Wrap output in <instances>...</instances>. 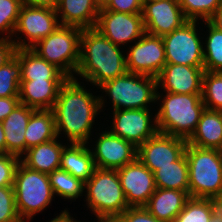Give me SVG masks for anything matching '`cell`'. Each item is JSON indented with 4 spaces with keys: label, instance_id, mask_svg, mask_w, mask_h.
Instances as JSON below:
<instances>
[{
    "label": "cell",
    "instance_id": "obj_1",
    "mask_svg": "<svg viewBox=\"0 0 222 222\" xmlns=\"http://www.w3.org/2000/svg\"><path fill=\"white\" fill-rule=\"evenodd\" d=\"M76 76L60 87L53 107L57 137L63 132L69 143H89L95 117L104 107L103 96H94Z\"/></svg>",
    "mask_w": 222,
    "mask_h": 222
},
{
    "label": "cell",
    "instance_id": "obj_2",
    "mask_svg": "<svg viewBox=\"0 0 222 222\" xmlns=\"http://www.w3.org/2000/svg\"><path fill=\"white\" fill-rule=\"evenodd\" d=\"M95 27L82 29L76 74L96 87L126 74V56Z\"/></svg>",
    "mask_w": 222,
    "mask_h": 222
},
{
    "label": "cell",
    "instance_id": "obj_3",
    "mask_svg": "<svg viewBox=\"0 0 222 222\" xmlns=\"http://www.w3.org/2000/svg\"><path fill=\"white\" fill-rule=\"evenodd\" d=\"M165 93L162 98L163 94L160 96L156 91V100L163 99L155 115L158 132L188 140L195 132L206 108L202 94Z\"/></svg>",
    "mask_w": 222,
    "mask_h": 222
},
{
    "label": "cell",
    "instance_id": "obj_4",
    "mask_svg": "<svg viewBox=\"0 0 222 222\" xmlns=\"http://www.w3.org/2000/svg\"><path fill=\"white\" fill-rule=\"evenodd\" d=\"M185 154L189 166V196L218 200L222 196V151L187 143Z\"/></svg>",
    "mask_w": 222,
    "mask_h": 222
},
{
    "label": "cell",
    "instance_id": "obj_5",
    "mask_svg": "<svg viewBox=\"0 0 222 222\" xmlns=\"http://www.w3.org/2000/svg\"><path fill=\"white\" fill-rule=\"evenodd\" d=\"M84 189L87 206L97 220H115L129 207L117 170L95 168Z\"/></svg>",
    "mask_w": 222,
    "mask_h": 222
},
{
    "label": "cell",
    "instance_id": "obj_6",
    "mask_svg": "<svg viewBox=\"0 0 222 222\" xmlns=\"http://www.w3.org/2000/svg\"><path fill=\"white\" fill-rule=\"evenodd\" d=\"M15 203L22 222H29L35 214L50 205L54 193L48 174L25 166L21 161L14 176Z\"/></svg>",
    "mask_w": 222,
    "mask_h": 222
},
{
    "label": "cell",
    "instance_id": "obj_7",
    "mask_svg": "<svg viewBox=\"0 0 222 222\" xmlns=\"http://www.w3.org/2000/svg\"><path fill=\"white\" fill-rule=\"evenodd\" d=\"M81 34V28L59 25L52 34L30 49L55 65L68 78H74L80 60Z\"/></svg>",
    "mask_w": 222,
    "mask_h": 222
},
{
    "label": "cell",
    "instance_id": "obj_8",
    "mask_svg": "<svg viewBox=\"0 0 222 222\" xmlns=\"http://www.w3.org/2000/svg\"><path fill=\"white\" fill-rule=\"evenodd\" d=\"M97 88L108 94L113 110L147 109L157 101V78L151 76L127 72Z\"/></svg>",
    "mask_w": 222,
    "mask_h": 222
},
{
    "label": "cell",
    "instance_id": "obj_9",
    "mask_svg": "<svg viewBox=\"0 0 222 222\" xmlns=\"http://www.w3.org/2000/svg\"><path fill=\"white\" fill-rule=\"evenodd\" d=\"M196 22L188 20L162 37L166 64L204 67L203 41L197 33Z\"/></svg>",
    "mask_w": 222,
    "mask_h": 222
},
{
    "label": "cell",
    "instance_id": "obj_10",
    "mask_svg": "<svg viewBox=\"0 0 222 222\" xmlns=\"http://www.w3.org/2000/svg\"><path fill=\"white\" fill-rule=\"evenodd\" d=\"M60 25L56 10L46 7H33L23 4L13 35L22 33L25 38L11 40L18 49H30L37 42L52 34ZM27 39V41H26Z\"/></svg>",
    "mask_w": 222,
    "mask_h": 222
},
{
    "label": "cell",
    "instance_id": "obj_11",
    "mask_svg": "<svg viewBox=\"0 0 222 222\" xmlns=\"http://www.w3.org/2000/svg\"><path fill=\"white\" fill-rule=\"evenodd\" d=\"M128 49L126 66L129 73L157 78L166 65L162 37L145 33Z\"/></svg>",
    "mask_w": 222,
    "mask_h": 222
},
{
    "label": "cell",
    "instance_id": "obj_12",
    "mask_svg": "<svg viewBox=\"0 0 222 222\" xmlns=\"http://www.w3.org/2000/svg\"><path fill=\"white\" fill-rule=\"evenodd\" d=\"M149 109L113 110L110 132L138 148L158 132L156 116L153 119Z\"/></svg>",
    "mask_w": 222,
    "mask_h": 222
},
{
    "label": "cell",
    "instance_id": "obj_13",
    "mask_svg": "<svg viewBox=\"0 0 222 222\" xmlns=\"http://www.w3.org/2000/svg\"><path fill=\"white\" fill-rule=\"evenodd\" d=\"M117 46L134 43L145 34L142 13L100 10L95 27Z\"/></svg>",
    "mask_w": 222,
    "mask_h": 222
},
{
    "label": "cell",
    "instance_id": "obj_14",
    "mask_svg": "<svg viewBox=\"0 0 222 222\" xmlns=\"http://www.w3.org/2000/svg\"><path fill=\"white\" fill-rule=\"evenodd\" d=\"M186 145L184 138L157 132L137 148V158L154 173L178 160L185 153Z\"/></svg>",
    "mask_w": 222,
    "mask_h": 222
},
{
    "label": "cell",
    "instance_id": "obj_15",
    "mask_svg": "<svg viewBox=\"0 0 222 222\" xmlns=\"http://www.w3.org/2000/svg\"><path fill=\"white\" fill-rule=\"evenodd\" d=\"M129 207H144L156 190L154 174L138 158L117 169Z\"/></svg>",
    "mask_w": 222,
    "mask_h": 222
},
{
    "label": "cell",
    "instance_id": "obj_16",
    "mask_svg": "<svg viewBox=\"0 0 222 222\" xmlns=\"http://www.w3.org/2000/svg\"><path fill=\"white\" fill-rule=\"evenodd\" d=\"M142 16L145 33L159 37L170 34L188 21L179 0L145 2Z\"/></svg>",
    "mask_w": 222,
    "mask_h": 222
},
{
    "label": "cell",
    "instance_id": "obj_17",
    "mask_svg": "<svg viewBox=\"0 0 222 222\" xmlns=\"http://www.w3.org/2000/svg\"><path fill=\"white\" fill-rule=\"evenodd\" d=\"M109 130L102 131L91 152L96 168L117 170L137 158V147Z\"/></svg>",
    "mask_w": 222,
    "mask_h": 222
},
{
    "label": "cell",
    "instance_id": "obj_18",
    "mask_svg": "<svg viewBox=\"0 0 222 222\" xmlns=\"http://www.w3.org/2000/svg\"><path fill=\"white\" fill-rule=\"evenodd\" d=\"M204 67L166 64L157 76V90L179 94H202Z\"/></svg>",
    "mask_w": 222,
    "mask_h": 222
},
{
    "label": "cell",
    "instance_id": "obj_19",
    "mask_svg": "<svg viewBox=\"0 0 222 222\" xmlns=\"http://www.w3.org/2000/svg\"><path fill=\"white\" fill-rule=\"evenodd\" d=\"M67 80H21L19 100L35 110L53 109L60 87Z\"/></svg>",
    "mask_w": 222,
    "mask_h": 222
},
{
    "label": "cell",
    "instance_id": "obj_20",
    "mask_svg": "<svg viewBox=\"0 0 222 222\" xmlns=\"http://www.w3.org/2000/svg\"><path fill=\"white\" fill-rule=\"evenodd\" d=\"M99 11L94 0H59L56 8L60 25L81 29L96 27Z\"/></svg>",
    "mask_w": 222,
    "mask_h": 222
},
{
    "label": "cell",
    "instance_id": "obj_21",
    "mask_svg": "<svg viewBox=\"0 0 222 222\" xmlns=\"http://www.w3.org/2000/svg\"><path fill=\"white\" fill-rule=\"evenodd\" d=\"M35 109L19 103L1 122L5 133L6 154L22 157L26 152L25 131Z\"/></svg>",
    "mask_w": 222,
    "mask_h": 222
},
{
    "label": "cell",
    "instance_id": "obj_22",
    "mask_svg": "<svg viewBox=\"0 0 222 222\" xmlns=\"http://www.w3.org/2000/svg\"><path fill=\"white\" fill-rule=\"evenodd\" d=\"M189 198V192L156 188L144 208L160 221L173 222Z\"/></svg>",
    "mask_w": 222,
    "mask_h": 222
},
{
    "label": "cell",
    "instance_id": "obj_23",
    "mask_svg": "<svg viewBox=\"0 0 222 222\" xmlns=\"http://www.w3.org/2000/svg\"><path fill=\"white\" fill-rule=\"evenodd\" d=\"M58 137L45 143L29 148L20 157V161L30 169L50 174L60 169L61 154L65 145L57 141Z\"/></svg>",
    "mask_w": 222,
    "mask_h": 222
},
{
    "label": "cell",
    "instance_id": "obj_24",
    "mask_svg": "<svg viewBox=\"0 0 222 222\" xmlns=\"http://www.w3.org/2000/svg\"><path fill=\"white\" fill-rule=\"evenodd\" d=\"M187 143L195 147L222 151V111L205 108Z\"/></svg>",
    "mask_w": 222,
    "mask_h": 222
},
{
    "label": "cell",
    "instance_id": "obj_25",
    "mask_svg": "<svg viewBox=\"0 0 222 222\" xmlns=\"http://www.w3.org/2000/svg\"><path fill=\"white\" fill-rule=\"evenodd\" d=\"M86 143H70L61 154L60 169L67 171L82 182H87L95 167L91 149Z\"/></svg>",
    "mask_w": 222,
    "mask_h": 222
},
{
    "label": "cell",
    "instance_id": "obj_26",
    "mask_svg": "<svg viewBox=\"0 0 222 222\" xmlns=\"http://www.w3.org/2000/svg\"><path fill=\"white\" fill-rule=\"evenodd\" d=\"M21 64V80H67L68 77L55 65L38 56L31 49L15 50Z\"/></svg>",
    "mask_w": 222,
    "mask_h": 222
},
{
    "label": "cell",
    "instance_id": "obj_27",
    "mask_svg": "<svg viewBox=\"0 0 222 222\" xmlns=\"http://www.w3.org/2000/svg\"><path fill=\"white\" fill-rule=\"evenodd\" d=\"M24 136L26 151L57 138L53 110H35L29 118Z\"/></svg>",
    "mask_w": 222,
    "mask_h": 222
},
{
    "label": "cell",
    "instance_id": "obj_28",
    "mask_svg": "<svg viewBox=\"0 0 222 222\" xmlns=\"http://www.w3.org/2000/svg\"><path fill=\"white\" fill-rule=\"evenodd\" d=\"M189 166L184 153L171 165L160 167L154 174L156 188L189 192Z\"/></svg>",
    "mask_w": 222,
    "mask_h": 222
},
{
    "label": "cell",
    "instance_id": "obj_29",
    "mask_svg": "<svg viewBox=\"0 0 222 222\" xmlns=\"http://www.w3.org/2000/svg\"><path fill=\"white\" fill-rule=\"evenodd\" d=\"M217 210V200L190 197L173 222H210Z\"/></svg>",
    "mask_w": 222,
    "mask_h": 222
},
{
    "label": "cell",
    "instance_id": "obj_30",
    "mask_svg": "<svg viewBox=\"0 0 222 222\" xmlns=\"http://www.w3.org/2000/svg\"><path fill=\"white\" fill-rule=\"evenodd\" d=\"M54 195L76 200L84 193V182L65 170L57 169L48 174Z\"/></svg>",
    "mask_w": 222,
    "mask_h": 222
},
{
    "label": "cell",
    "instance_id": "obj_31",
    "mask_svg": "<svg viewBox=\"0 0 222 222\" xmlns=\"http://www.w3.org/2000/svg\"><path fill=\"white\" fill-rule=\"evenodd\" d=\"M206 27L209 29L205 46H203L204 54V70L209 72H222V32L205 21ZM206 47V48H205Z\"/></svg>",
    "mask_w": 222,
    "mask_h": 222
},
{
    "label": "cell",
    "instance_id": "obj_32",
    "mask_svg": "<svg viewBox=\"0 0 222 222\" xmlns=\"http://www.w3.org/2000/svg\"><path fill=\"white\" fill-rule=\"evenodd\" d=\"M21 73L16 55L0 67V97H19Z\"/></svg>",
    "mask_w": 222,
    "mask_h": 222
},
{
    "label": "cell",
    "instance_id": "obj_33",
    "mask_svg": "<svg viewBox=\"0 0 222 222\" xmlns=\"http://www.w3.org/2000/svg\"><path fill=\"white\" fill-rule=\"evenodd\" d=\"M202 101L207 109L222 111V72H204Z\"/></svg>",
    "mask_w": 222,
    "mask_h": 222
},
{
    "label": "cell",
    "instance_id": "obj_34",
    "mask_svg": "<svg viewBox=\"0 0 222 222\" xmlns=\"http://www.w3.org/2000/svg\"><path fill=\"white\" fill-rule=\"evenodd\" d=\"M222 0H179L183 14L187 20L207 21L215 12Z\"/></svg>",
    "mask_w": 222,
    "mask_h": 222
},
{
    "label": "cell",
    "instance_id": "obj_35",
    "mask_svg": "<svg viewBox=\"0 0 222 222\" xmlns=\"http://www.w3.org/2000/svg\"><path fill=\"white\" fill-rule=\"evenodd\" d=\"M24 0H0V33L6 32L5 38L13 40L12 37L18 16Z\"/></svg>",
    "mask_w": 222,
    "mask_h": 222
},
{
    "label": "cell",
    "instance_id": "obj_36",
    "mask_svg": "<svg viewBox=\"0 0 222 222\" xmlns=\"http://www.w3.org/2000/svg\"><path fill=\"white\" fill-rule=\"evenodd\" d=\"M0 222H22L16 209L13 186L0 187Z\"/></svg>",
    "mask_w": 222,
    "mask_h": 222
},
{
    "label": "cell",
    "instance_id": "obj_37",
    "mask_svg": "<svg viewBox=\"0 0 222 222\" xmlns=\"http://www.w3.org/2000/svg\"><path fill=\"white\" fill-rule=\"evenodd\" d=\"M20 157L13 154L0 155V187L13 186Z\"/></svg>",
    "mask_w": 222,
    "mask_h": 222
},
{
    "label": "cell",
    "instance_id": "obj_38",
    "mask_svg": "<svg viewBox=\"0 0 222 222\" xmlns=\"http://www.w3.org/2000/svg\"><path fill=\"white\" fill-rule=\"evenodd\" d=\"M115 222H163L154 217L144 207H128Z\"/></svg>",
    "mask_w": 222,
    "mask_h": 222
},
{
    "label": "cell",
    "instance_id": "obj_39",
    "mask_svg": "<svg viewBox=\"0 0 222 222\" xmlns=\"http://www.w3.org/2000/svg\"><path fill=\"white\" fill-rule=\"evenodd\" d=\"M101 10H110L128 14L142 13L143 3L140 0H110L109 4Z\"/></svg>",
    "mask_w": 222,
    "mask_h": 222
},
{
    "label": "cell",
    "instance_id": "obj_40",
    "mask_svg": "<svg viewBox=\"0 0 222 222\" xmlns=\"http://www.w3.org/2000/svg\"><path fill=\"white\" fill-rule=\"evenodd\" d=\"M15 44L5 37H0V67L15 55Z\"/></svg>",
    "mask_w": 222,
    "mask_h": 222
},
{
    "label": "cell",
    "instance_id": "obj_41",
    "mask_svg": "<svg viewBox=\"0 0 222 222\" xmlns=\"http://www.w3.org/2000/svg\"><path fill=\"white\" fill-rule=\"evenodd\" d=\"M19 103V97H0V122H2Z\"/></svg>",
    "mask_w": 222,
    "mask_h": 222
},
{
    "label": "cell",
    "instance_id": "obj_42",
    "mask_svg": "<svg viewBox=\"0 0 222 222\" xmlns=\"http://www.w3.org/2000/svg\"><path fill=\"white\" fill-rule=\"evenodd\" d=\"M59 0H24V3L33 7H46L56 10Z\"/></svg>",
    "mask_w": 222,
    "mask_h": 222
},
{
    "label": "cell",
    "instance_id": "obj_43",
    "mask_svg": "<svg viewBox=\"0 0 222 222\" xmlns=\"http://www.w3.org/2000/svg\"><path fill=\"white\" fill-rule=\"evenodd\" d=\"M207 22L222 32V3L217 7Z\"/></svg>",
    "mask_w": 222,
    "mask_h": 222
},
{
    "label": "cell",
    "instance_id": "obj_44",
    "mask_svg": "<svg viewBox=\"0 0 222 222\" xmlns=\"http://www.w3.org/2000/svg\"><path fill=\"white\" fill-rule=\"evenodd\" d=\"M50 222H76V219L70 216L68 210L62 211L59 215L53 218Z\"/></svg>",
    "mask_w": 222,
    "mask_h": 222
},
{
    "label": "cell",
    "instance_id": "obj_45",
    "mask_svg": "<svg viewBox=\"0 0 222 222\" xmlns=\"http://www.w3.org/2000/svg\"><path fill=\"white\" fill-rule=\"evenodd\" d=\"M6 154V142L3 125L0 122V155Z\"/></svg>",
    "mask_w": 222,
    "mask_h": 222
},
{
    "label": "cell",
    "instance_id": "obj_46",
    "mask_svg": "<svg viewBox=\"0 0 222 222\" xmlns=\"http://www.w3.org/2000/svg\"><path fill=\"white\" fill-rule=\"evenodd\" d=\"M109 2L110 0H94V3L99 10L104 9L109 4Z\"/></svg>",
    "mask_w": 222,
    "mask_h": 222
},
{
    "label": "cell",
    "instance_id": "obj_47",
    "mask_svg": "<svg viewBox=\"0 0 222 222\" xmlns=\"http://www.w3.org/2000/svg\"><path fill=\"white\" fill-rule=\"evenodd\" d=\"M210 222H222V212L219 209L214 213Z\"/></svg>",
    "mask_w": 222,
    "mask_h": 222
},
{
    "label": "cell",
    "instance_id": "obj_48",
    "mask_svg": "<svg viewBox=\"0 0 222 222\" xmlns=\"http://www.w3.org/2000/svg\"><path fill=\"white\" fill-rule=\"evenodd\" d=\"M218 209L222 212V196L217 200Z\"/></svg>",
    "mask_w": 222,
    "mask_h": 222
},
{
    "label": "cell",
    "instance_id": "obj_49",
    "mask_svg": "<svg viewBox=\"0 0 222 222\" xmlns=\"http://www.w3.org/2000/svg\"><path fill=\"white\" fill-rule=\"evenodd\" d=\"M143 4L145 3V2H149V1H161V0H140Z\"/></svg>",
    "mask_w": 222,
    "mask_h": 222
},
{
    "label": "cell",
    "instance_id": "obj_50",
    "mask_svg": "<svg viewBox=\"0 0 222 222\" xmlns=\"http://www.w3.org/2000/svg\"><path fill=\"white\" fill-rule=\"evenodd\" d=\"M103 222H115V221H114V220L109 221V220H105V219H103Z\"/></svg>",
    "mask_w": 222,
    "mask_h": 222
},
{
    "label": "cell",
    "instance_id": "obj_51",
    "mask_svg": "<svg viewBox=\"0 0 222 222\" xmlns=\"http://www.w3.org/2000/svg\"><path fill=\"white\" fill-rule=\"evenodd\" d=\"M76 222H81V221H76ZM97 222H103V219H98Z\"/></svg>",
    "mask_w": 222,
    "mask_h": 222
}]
</instances>
